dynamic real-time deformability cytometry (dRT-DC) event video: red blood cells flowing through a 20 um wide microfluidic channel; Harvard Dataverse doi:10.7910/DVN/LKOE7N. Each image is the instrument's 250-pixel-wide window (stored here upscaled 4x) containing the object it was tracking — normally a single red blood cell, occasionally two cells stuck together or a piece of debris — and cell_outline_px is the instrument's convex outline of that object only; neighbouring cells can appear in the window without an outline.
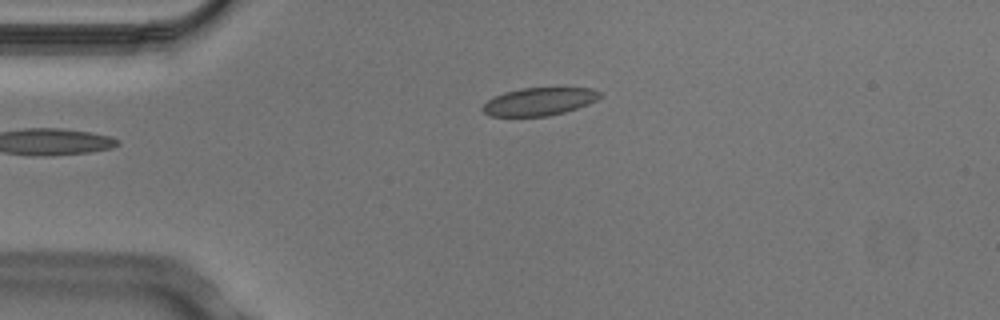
{"species": "Egyptian fruit bat (a non-hibernating species)", "species_latin": "Rousettus aegyptiacus", "temperature_condition": "cold", "stored_images_in_passage": 2, "camera_frame_rate_fps": 3000, "um_per_image_px": 0.085, "animal": {"sex": "male"}, "frame": {"image": 1, "passage_image": 1, "time_ms": 0.0, "image_size_px": [1000, 320], "cell_outline_px": [[604, 96], [588, 104], [564, 112], [548, 116], [488, 116], [480, 108], [488, 100], [504, 92], [520, 88], [592, 88], [604, 92]], "centroid_in_image_um": [45.87, 8.62], "position_along_channel_um": 39.1, "area_um2": 19.13}}